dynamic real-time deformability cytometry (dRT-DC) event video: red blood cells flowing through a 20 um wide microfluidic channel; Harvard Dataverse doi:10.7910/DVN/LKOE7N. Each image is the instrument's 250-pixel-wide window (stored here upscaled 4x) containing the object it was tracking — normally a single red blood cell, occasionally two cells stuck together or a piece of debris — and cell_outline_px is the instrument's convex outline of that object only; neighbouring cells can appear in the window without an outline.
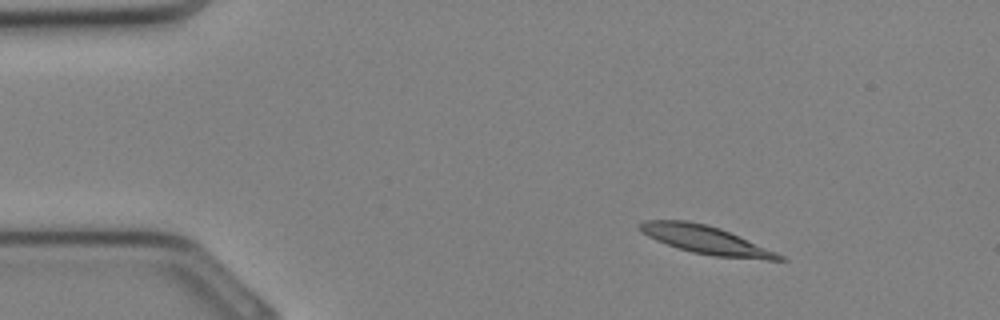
{"species": "Egyptian fruit bat (a non-hibernating species)", "species_latin": "Rousettus aegyptiacus", "temperature_condition": "cold", "stored_images_in_passage": 30, "camera_frame_rate_fps": 3000, "um_per_image_px": 0.085, "animal": {"sex": "female"}, "frame": {"image": 1, "passage_image": 1, "time_ms": 0.0, "image_size_px": [1000, 320], "cell_outline_px": [[788, 260], [768, 260], [712, 256], [692, 252], [656, 240], [640, 232], [636, 228], [636, 224], [644, 220], [688, 220], [720, 228], [776, 252], [784, 256]], "centroid_in_image_um": [59.94, 20.38], "position_along_channel_um": 25.1, "area_um2": 22.77}}
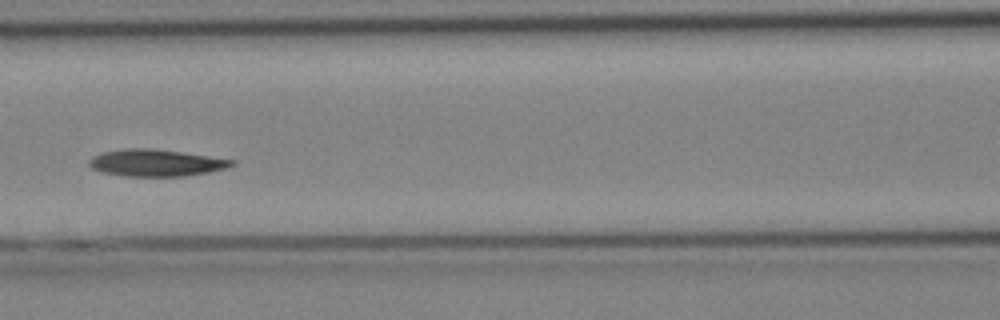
{"frame": {"image": 2, "passage_image": 11, "time_ms": 3.333, "image_size_px": [1000, 320], "cell_outline_px": [[236, 164], [224, 168], [208, 172], [184, 176], [124, 176], [104, 172], [92, 168], [88, 164], [88, 160], [92, 156], [100, 152], [124, 148], [152, 148], [236, 160]], "centroid_in_image_um": [13.21, 13.83], "position_along_channel_um": 153.4, "area_um2": 22.31}}
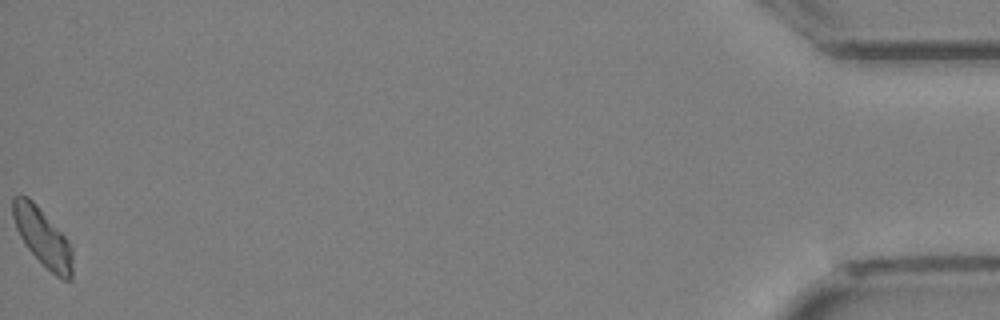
{"frame": {"image": 3, "passage_image": 30, "time_ms": 9.667, "image_size_px": [1000, 320], "cell_outline_px": [[72, 280], [64, 280], [56, 276], [24, 244], [16, 228], [12, 216], [12, 196], [28, 196], [36, 204], [72, 244]], "centroid_in_image_um": [3.63, 20.15], "position_along_channel_um": 431.6, "area_um2": 19.94}}